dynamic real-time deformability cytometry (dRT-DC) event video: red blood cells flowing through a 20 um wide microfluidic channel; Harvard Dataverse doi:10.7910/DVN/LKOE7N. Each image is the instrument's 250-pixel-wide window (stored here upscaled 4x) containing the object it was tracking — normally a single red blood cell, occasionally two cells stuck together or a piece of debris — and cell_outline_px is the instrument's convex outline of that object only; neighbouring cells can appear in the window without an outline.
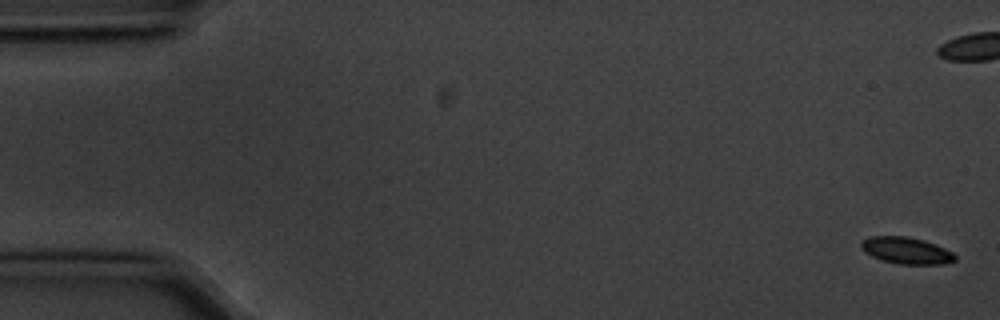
{"species": "common noctule bat (a hibernating species)", "species_latin": "Nyctalus noctula", "temperature_condition": "cold", "stored_images_in_passage": 1, "camera_frame_rate_fps": 3000, "um_per_image_px": 0.085, "animal": {"sex": "male", "body_mass_g": 20.1, "forearm_length_mm": 53.5}, "frame": {"image": 1, "passage_image": 1, "time_ms": 0.0, "image_size_px": [1000, 320], "cell_outline_px": [[956, 260], [944, 264], [900, 264], [880, 260], [864, 252], [860, 248], [860, 240], [872, 236], [908, 236], [924, 240], [936, 244], [952, 252], [956, 256]], "centroid_in_image_um": [77.01, 21.29], "position_along_channel_um": 8.0, "area_um2": 14.8}}